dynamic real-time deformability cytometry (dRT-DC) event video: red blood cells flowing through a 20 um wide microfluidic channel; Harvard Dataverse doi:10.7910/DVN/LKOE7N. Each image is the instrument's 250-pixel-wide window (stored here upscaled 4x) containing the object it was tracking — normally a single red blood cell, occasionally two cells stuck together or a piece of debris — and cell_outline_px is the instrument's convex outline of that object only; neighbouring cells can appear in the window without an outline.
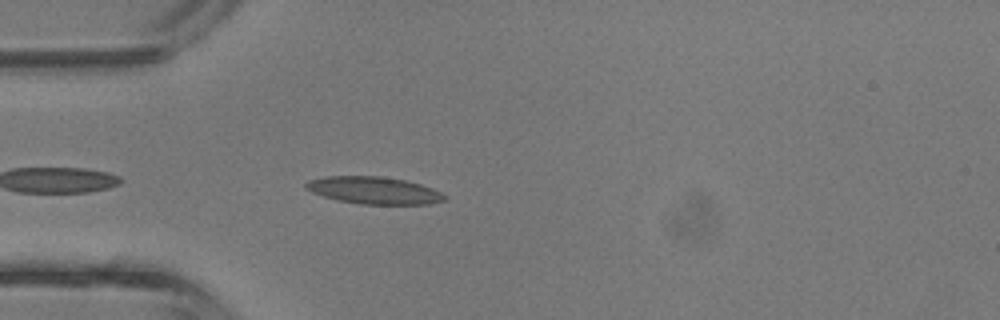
{"species": "common noctule bat (a hibernating species)", "species_latin": "Nyctalus noctula", "temperature_condition": "room temperature", "stored_images_in_passage": 30, "camera_frame_rate_fps": 3000, "um_per_image_px": 0.085, "animal": {"sex": "male", "body_mass_g": 13.3}, "frame": {"image": 1, "passage_image": 2, "time_ms": 0.333, "image_size_px": [1000, 320], "cell_outline_px": [[448, 196], [444, 200], [428, 204], [360, 204], [340, 200], [324, 196], [312, 192], [304, 188], [304, 184], [308, 180], [324, 176], [380, 176], [404, 180], [420, 184], [432, 188]], "centroid_in_image_um": [31.76, 16.17], "position_along_channel_um": 53.2, "area_um2": 21.91}}
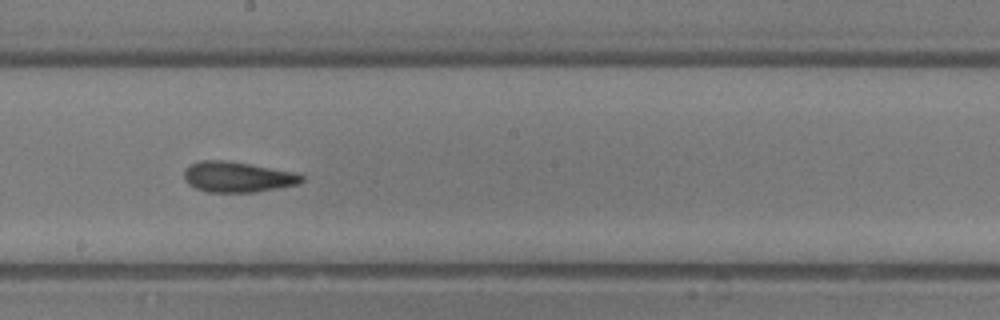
{"frame": {"image": 2, "passage_image": 13, "time_ms": 4.0, "image_size_px": [1000, 320], "cell_outline_px": [[304, 180], [300, 184], [256, 192], [208, 192], [196, 188], [188, 184], [184, 180], [184, 172], [192, 164], [200, 160], [224, 160], [296, 172], [304, 176]], "centroid_in_image_um": [20.22, 15.05], "position_along_channel_um": 228.0, "area_um2": 20.87}}
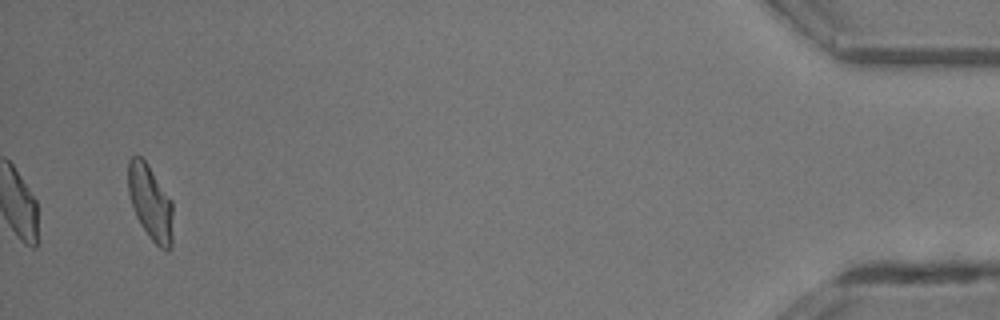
{"frame": {"image": 3, "passage_image": 30, "time_ms": 9.667, "image_size_px": [1000, 320], "cell_outline_px": [[172, 248], [168, 252], [160, 248], [148, 236], [140, 224], [136, 216], [128, 192], [128, 160], [132, 156], [140, 156], [148, 164], [172, 200]], "centroid_in_image_um": [12.79, 17.23], "position_along_channel_um": 422.4, "area_um2": 19.71}, "authors_computed_cell_mechanics": {"area_um2": 20.3456, "velocity_mm_per_s": 4.9643, "shape_relaxation_time_tau1_ms": 4.722, "shape_relaxation_time_tau2_ms": 2.143, "deformation_change_tau1": 0.1707, "deformation_change_tau2": 0.1128}}